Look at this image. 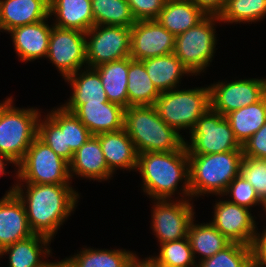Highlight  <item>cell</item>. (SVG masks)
Segmentation results:
<instances>
[{"instance_id": "46", "label": "cell", "mask_w": 266, "mask_h": 267, "mask_svg": "<svg viewBox=\"0 0 266 267\" xmlns=\"http://www.w3.org/2000/svg\"><path fill=\"white\" fill-rule=\"evenodd\" d=\"M43 267H72L70 261L65 257L60 261H48Z\"/></svg>"}, {"instance_id": "32", "label": "cell", "mask_w": 266, "mask_h": 267, "mask_svg": "<svg viewBox=\"0 0 266 267\" xmlns=\"http://www.w3.org/2000/svg\"><path fill=\"white\" fill-rule=\"evenodd\" d=\"M94 25L132 27L136 20L127 0H91Z\"/></svg>"}, {"instance_id": "25", "label": "cell", "mask_w": 266, "mask_h": 267, "mask_svg": "<svg viewBox=\"0 0 266 267\" xmlns=\"http://www.w3.org/2000/svg\"><path fill=\"white\" fill-rule=\"evenodd\" d=\"M148 76L157 90L161 92L181 88V80L185 76H194L190 70L174 54L142 60Z\"/></svg>"}, {"instance_id": "27", "label": "cell", "mask_w": 266, "mask_h": 267, "mask_svg": "<svg viewBox=\"0 0 266 267\" xmlns=\"http://www.w3.org/2000/svg\"><path fill=\"white\" fill-rule=\"evenodd\" d=\"M195 219L196 217L190 223L187 237L194 259L198 264L227 247L231 241L222 235L210 222L200 223ZM197 257L200 258L198 259Z\"/></svg>"}, {"instance_id": "49", "label": "cell", "mask_w": 266, "mask_h": 267, "mask_svg": "<svg viewBox=\"0 0 266 267\" xmlns=\"http://www.w3.org/2000/svg\"><path fill=\"white\" fill-rule=\"evenodd\" d=\"M0 32H2V33H3V30H2L1 24H0Z\"/></svg>"}, {"instance_id": "20", "label": "cell", "mask_w": 266, "mask_h": 267, "mask_svg": "<svg viewBox=\"0 0 266 267\" xmlns=\"http://www.w3.org/2000/svg\"><path fill=\"white\" fill-rule=\"evenodd\" d=\"M124 110L112 103H83L73 113L92 135L115 132L124 128Z\"/></svg>"}, {"instance_id": "11", "label": "cell", "mask_w": 266, "mask_h": 267, "mask_svg": "<svg viewBox=\"0 0 266 267\" xmlns=\"http://www.w3.org/2000/svg\"><path fill=\"white\" fill-rule=\"evenodd\" d=\"M85 36L87 67L130 57V27L94 25Z\"/></svg>"}, {"instance_id": "5", "label": "cell", "mask_w": 266, "mask_h": 267, "mask_svg": "<svg viewBox=\"0 0 266 267\" xmlns=\"http://www.w3.org/2000/svg\"><path fill=\"white\" fill-rule=\"evenodd\" d=\"M0 102V155L17 166L38 134V107L19 108L12 96Z\"/></svg>"}, {"instance_id": "17", "label": "cell", "mask_w": 266, "mask_h": 267, "mask_svg": "<svg viewBox=\"0 0 266 267\" xmlns=\"http://www.w3.org/2000/svg\"><path fill=\"white\" fill-rule=\"evenodd\" d=\"M48 20L49 17L37 23L15 27L6 33L11 36L19 61L27 63L46 58L52 29Z\"/></svg>"}, {"instance_id": "47", "label": "cell", "mask_w": 266, "mask_h": 267, "mask_svg": "<svg viewBox=\"0 0 266 267\" xmlns=\"http://www.w3.org/2000/svg\"><path fill=\"white\" fill-rule=\"evenodd\" d=\"M247 267H262L260 265H258L257 263H255L253 260L250 262V264Z\"/></svg>"}, {"instance_id": "48", "label": "cell", "mask_w": 266, "mask_h": 267, "mask_svg": "<svg viewBox=\"0 0 266 267\" xmlns=\"http://www.w3.org/2000/svg\"><path fill=\"white\" fill-rule=\"evenodd\" d=\"M263 211H264L263 213L266 215V207L263 209ZM265 217H266V216H265ZM263 219H265V221H266V218H263ZM265 224H266V223H265ZM263 228L266 230V226H264Z\"/></svg>"}, {"instance_id": "2", "label": "cell", "mask_w": 266, "mask_h": 267, "mask_svg": "<svg viewBox=\"0 0 266 267\" xmlns=\"http://www.w3.org/2000/svg\"><path fill=\"white\" fill-rule=\"evenodd\" d=\"M136 171L142 179L141 192L151 200L174 197V199H191L189 160L185 145L180 150L171 152L138 154Z\"/></svg>"}, {"instance_id": "38", "label": "cell", "mask_w": 266, "mask_h": 267, "mask_svg": "<svg viewBox=\"0 0 266 267\" xmlns=\"http://www.w3.org/2000/svg\"><path fill=\"white\" fill-rule=\"evenodd\" d=\"M222 196H225V199H227L229 202L250 210L256 206H262L263 209L266 207V205L260 200L250 182L244 180L240 175L236 176L230 182L228 188Z\"/></svg>"}, {"instance_id": "6", "label": "cell", "mask_w": 266, "mask_h": 267, "mask_svg": "<svg viewBox=\"0 0 266 267\" xmlns=\"http://www.w3.org/2000/svg\"><path fill=\"white\" fill-rule=\"evenodd\" d=\"M154 106L167 125L181 135L183 130L190 133L197 120L210 108V89L205 85L161 92Z\"/></svg>"}, {"instance_id": "8", "label": "cell", "mask_w": 266, "mask_h": 267, "mask_svg": "<svg viewBox=\"0 0 266 267\" xmlns=\"http://www.w3.org/2000/svg\"><path fill=\"white\" fill-rule=\"evenodd\" d=\"M16 183L72 184L69 163L57 155L38 136L17 165Z\"/></svg>"}, {"instance_id": "31", "label": "cell", "mask_w": 266, "mask_h": 267, "mask_svg": "<svg viewBox=\"0 0 266 267\" xmlns=\"http://www.w3.org/2000/svg\"><path fill=\"white\" fill-rule=\"evenodd\" d=\"M85 247V248H84ZM77 253L66 257L72 267H128L136 253L127 249H99L84 246Z\"/></svg>"}, {"instance_id": "34", "label": "cell", "mask_w": 266, "mask_h": 267, "mask_svg": "<svg viewBox=\"0 0 266 267\" xmlns=\"http://www.w3.org/2000/svg\"><path fill=\"white\" fill-rule=\"evenodd\" d=\"M46 113L61 129H65L66 148H70L73 152L92 135L74 113L66 111L61 105Z\"/></svg>"}, {"instance_id": "36", "label": "cell", "mask_w": 266, "mask_h": 267, "mask_svg": "<svg viewBox=\"0 0 266 267\" xmlns=\"http://www.w3.org/2000/svg\"><path fill=\"white\" fill-rule=\"evenodd\" d=\"M251 261V246L231 242L214 256L199 262L197 267H247Z\"/></svg>"}, {"instance_id": "4", "label": "cell", "mask_w": 266, "mask_h": 267, "mask_svg": "<svg viewBox=\"0 0 266 267\" xmlns=\"http://www.w3.org/2000/svg\"><path fill=\"white\" fill-rule=\"evenodd\" d=\"M242 150L213 154H188L191 199L222 196L239 175ZM203 196V197H202Z\"/></svg>"}, {"instance_id": "21", "label": "cell", "mask_w": 266, "mask_h": 267, "mask_svg": "<svg viewBox=\"0 0 266 267\" xmlns=\"http://www.w3.org/2000/svg\"><path fill=\"white\" fill-rule=\"evenodd\" d=\"M52 241L46 236L33 234L3 248L0 258L8 256V267H43L49 261L47 258L52 257Z\"/></svg>"}, {"instance_id": "14", "label": "cell", "mask_w": 266, "mask_h": 267, "mask_svg": "<svg viewBox=\"0 0 266 267\" xmlns=\"http://www.w3.org/2000/svg\"><path fill=\"white\" fill-rule=\"evenodd\" d=\"M220 197V198H219ZM222 197V199H221ZM213 203V218L209 221L222 235L231 242L251 246L257 232L258 218L253 216L250 209L225 200L218 196Z\"/></svg>"}, {"instance_id": "1", "label": "cell", "mask_w": 266, "mask_h": 267, "mask_svg": "<svg viewBox=\"0 0 266 267\" xmlns=\"http://www.w3.org/2000/svg\"><path fill=\"white\" fill-rule=\"evenodd\" d=\"M15 194L24 205L31 231L52 240L81 196L71 184L16 183Z\"/></svg>"}, {"instance_id": "44", "label": "cell", "mask_w": 266, "mask_h": 267, "mask_svg": "<svg viewBox=\"0 0 266 267\" xmlns=\"http://www.w3.org/2000/svg\"><path fill=\"white\" fill-rule=\"evenodd\" d=\"M128 267H160L156 261L149 255L148 257L141 258L138 253L134 254L130 259Z\"/></svg>"}, {"instance_id": "37", "label": "cell", "mask_w": 266, "mask_h": 267, "mask_svg": "<svg viewBox=\"0 0 266 267\" xmlns=\"http://www.w3.org/2000/svg\"><path fill=\"white\" fill-rule=\"evenodd\" d=\"M37 136L68 163L72 161L74 152L66 148L65 129H61L46 113L39 118Z\"/></svg>"}, {"instance_id": "42", "label": "cell", "mask_w": 266, "mask_h": 267, "mask_svg": "<svg viewBox=\"0 0 266 267\" xmlns=\"http://www.w3.org/2000/svg\"><path fill=\"white\" fill-rule=\"evenodd\" d=\"M263 231H258L253 239L252 249V260L262 267H266V230L261 228Z\"/></svg>"}, {"instance_id": "45", "label": "cell", "mask_w": 266, "mask_h": 267, "mask_svg": "<svg viewBox=\"0 0 266 267\" xmlns=\"http://www.w3.org/2000/svg\"><path fill=\"white\" fill-rule=\"evenodd\" d=\"M8 164H10V165L12 164V166H15L14 172H17V166L15 165V163L12 162L7 156L0 155V177H1V175L2 176L6 175V173H7L6 165L8 166Z\"/></svg>"}, {"instance_id": "29", "label": "cell", "mask_w": 266, "mask_h": 267, "mask_svg": "<svg viewBox=\"0 0 266 267\" xmlns=\"http://www.w3.org/2000/svg\"><path fill=\"white\" fill-rule=\"evenodd\" d=\"M231 129L241 146L266 123V95L258 102L227 114Z\"/></svg>"}, {"instance_id": "18", "label": "cell", "mask_w": 266, "mask_h": 267, "mask_svg": "<svg viewBox=\"0 0 266 267\" xmlns=\"http://www.w3.org/2000/svg\"><path fill=\"white\" fill-rule=\"evenodd\" d=\"M71 181L76 178H84L93 182L109 181L114 173L108 168L100 141L96 135L90 138L74 152V157L69 163ZM74 177V178H73Z\"/></svg>"}, {"instance_id": "33", "label": "cell", "mask_w": 266, "mask_h": 267, "mask_svg": "<svg viewBox=\"0 0 266 267\" xmlns=\"http://www.w3.org/2000/svg\"><path fill=\"white\" fill-rule=\"evenodd\" d=\"M223 24H252L266 18V0H226L218 16Z\"/></svg>"}, {"instance_id": "41", "label": "cell", "mask_w": 266, "mask_h": 267, "mask_svg": "<svg viewBox=\"0 0 266 267\" xmlns=\"http://www.w3.org/2000/svg\"><path fill=\"white\" fill-rule=\"evenodd\" d=\"M243 156L266 160V123L242 146Z\"/></svg>"}, {"instance_id": "19", "label": "cell", "mask_w": 266, "mask_h": 267, "mask_svg": "<svg viewBox=\"0 0 266 267\" xmlns=\"http://www.w3.org/2000/svg\"><path fill=\"white\" fill-rule=\"evenodd\" d=\"M64 82L70 83L71 93L62 107L68 112H74L83 103L109 102L98 71L95 68L84 67L73 73Z\"/></svg>"}, {"instance_id": "40", "label": "cell", "mask_w": 266, "mask_h": 267, "mask_svg": "<svg viewBox=\"0 0 266 267\" xmlns=\"http://www.w3.org/2000/svg\"><path fill=\"white\" fill-rule=\"evenodd\" d=\"M136 21L156 19L166 0H127Z\"/></svg>"}, {"instance_id": "28", "label": "cell", "mask_w": 266, "mask_h": 267, "mask_svg": "<svg viewBox=\"0 0 266 267\" xmlns=\"http://www.w3.org/2000/svg\"><path fill=\"white\" fill-rule=\"evenodd\" d=\"M98 71L109 102L128 108L129 57L100 64Z\"/></svg>"}, {"instance_id": "9", "label": "cell", "mask_w": 266, "mask_h": 267, "mask_svg": "<svg viewBox=\"0 0 266 267\" xmlns=\"http://www.w3.org/2000/svg\"><path fill=\"white\" fill-rule=\"evenodd\" d=\"M185 139L188 154H213L242 150L225 116L209 108Z\"/></svg>"}, {"instance_id": "3", "label": "cell", "mask_w": 266, "mask_h": 267, "mask_svg": "<svg viewBox=\"0 0 266 267\" xmlns=\"http://www.w3.org/2000/svg\"><path fill=\"white\" fill-rule=\"evenodd\" d=\"M124 129L138 154L171 152L185 145V135L179 134L159 116L154 105L130 106L124 110Z\"/></svg>"}, {"instance_id": "15", "label": "cell", "mask_w": 266, "mask_h": 267, "mask_svg": "<svg viewBox=\"0 0 266 267\" xmlns=\"http://www.w3.org/2000/svg\"><path fill=\"white\" fill-rule=\"evenodd\" d=\"M175 36L156 19L138 20L131 27L130 57L145 60L174 53Z\"/></svg>"}, {"instance_id": "23", "label": "cell", "mask_w": 266, "mask_h": 267, "mask_svg": "<svg viewBox=\"0 0 266 267\" xmlns=\"http://www.w3.org/2000/svg\"><path fill=\"white\" fill-rule=\"evenodd\" d=\"M49 18L56 27L84 33L94 26L91 0H49Z\"/></svg>"}, {"instance_id": "16", "label": "cell", "mask_w": 266, "mask_h": 267, "mask_svg": "<svg viewBox=\"0 0 266 267\" xmlns=\"http://www.w3.org/2000/svg\"><path fill=\"white\" fill-rule=\"evenodd\" d=\"M16 181L0 198V251L33 235L22 201L15 194Z\"/></svg>"}, {"instance_id": "22", "label": "cell", "mask_w": 266, "mask_h": 267, "mask_svg": "<svg viewBox=\"0 0 266 267\" xmlns=\"http://www.w3.org/2000/svg\"><path fill=\"white\" fill-rule=\"evenodd\" d=\"M100 141L108 168L115 174L117 170L136 172L138 153L126 130L96 135Z\"/></svg>"}, {"instance_id": "13", "label": "cell", "mask_w": 266, "mask_h": 267, "mask_svg": "<svg viewBox=\"0 0 266 267\" xmlns=\"http://www.w3.org/2000/svg\"><path fill=\"white\" fill-rule=\"evenodd\" d=\"M86 36L84 32L64 29L52 24L46 60L66 79L87 67ZM84 65V66H83Z\"/></svg>"}, {"instance_id": "43", "label": "cell", "mask_w": 266, "mask_h": 267, "mask_svg": "<svg viewBox=\"0 0 266 267\" xmlns=\"http://www.w3.org/2000/svg\"><path fill=\"white\" fill-rule=\"evenodd\" d=\"M198 8H200L206 15H217L224 10L226 0H189Z\"/></svg>"}, {"instance_id": "35", "label": "cell", "mask_w": 266, "mask_h": 267, "mask_svg": "<svg viewBox=\"0 0 266 267\" xmlns=\"http://www.w3.org/2000/svg\"><path fill=\"white\" fill-rule=\"evenodd\" d=\"M159 252L150 255L159 266L197 267L188 237L159 244Z\"/></svg>"}, {"instance_id": "24", "label": "cell", "mask_w": 266, "mask_h": 267, "mask_svg": "<svg viewBox=\"0 0 266 267\" xmlns=\"http://www.w3.org/2000/svg\"><path fill=\"white\" fill-rule=\"evenodd\" d=\"M48 17L49 0H0V24L5 33Z\"/></svg>"}, {"instance_id": "10", "label": "cell", "mask_w": 266, "mask_h": 267, "mask_svg": "<svg viewBox=\"0 0 266 267\" xmlns=\"http://www.w3.org/2000/svg\"><path fill=\"white\" fill-rule=\"evenodd\" d=\"M193 202L192 199L152 200L150 225L158 245L188 236L190 223L197 216Z\"/></svg>"}, {"instance_id": "7", "label": "cell", "mask_w": 266, "mask_h": 267, "mask_svg": "<svg viewBox=\"0 0 266 267\" xmlns=\"http://www.w3.org/2000/svg\"><path fill=\"white\" fill-rule=\"evenodd\" d=\"M217 15H206L198 24L175 37L174 54L194 76H201L210 67L218 48Z\"/></svg>"}, {"instance_id": "26", "label": "cell", "mask_w": 266, "mask_h": 267, "mask_svg": "<svg viewBox=\"0 0 266 267\" xmlns=\"http://www.w3.org/2000/svg\"><path fill=\"white\" fill-rule=\"evenodd\" d=\"M205 16L189 0H166L156 20L176 37L198 24Z\"/></svg>"}, {"instance_id": "39", "label": "cell", "mask_w": 266, "mask_h": 267, "mask_svg": "<svg viewBox=\"0 0 266 267\" xmlns=\"http://www.w3.org/2000/svg\"><path fill=\"white\" fill-rule=\"evenodd\" d=\"M239 175L250 182L260 200L266 205V160L243 156Z\"/></svg>"}, {"instance_id": "12", "label": "cell", "mask_w": 266, "mask_h": 267, "mask_svg": "<svg viewBox=\"0 0 266 267\" xmlns=\"http://www.w3.org/2000/svg\"><path fill=\"white\" fill-rule=\"evenodd\" d=\"M210 108L223 116L260 101L266 95V77L218 80L211 83Z\"/></svg>"}, {"instance_id": "30", "label": "cell", "mask_w": 266, "mask_h": 267, "mask_svg": "<svg viewBox=\"0 0 266 267\" xmlns=\"http://www.w3.org/2000/svg\"><path fill=\"white\" fill-rule=\"evenodd\" d=\"M128 107L154 105L160 92L148 76L144 63L129 57Z\"/></svg>"}]
</instances>
